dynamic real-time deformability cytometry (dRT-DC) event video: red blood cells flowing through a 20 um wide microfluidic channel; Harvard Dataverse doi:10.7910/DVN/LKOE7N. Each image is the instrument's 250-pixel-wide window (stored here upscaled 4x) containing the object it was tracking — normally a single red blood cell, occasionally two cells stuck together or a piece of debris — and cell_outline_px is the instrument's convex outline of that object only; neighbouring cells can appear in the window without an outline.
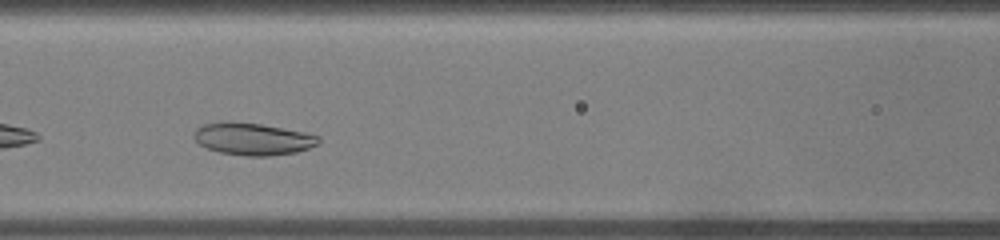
{"species": "common noctule bat (a hibernating species)", "species_latin": "Nyctalus noctula", "temperature_condition": "warm", "stored_images_in_passage": 21, "camera_frame_rate_fps": 3000, "um_per_image_px": 0.085, "animal": {"sex": "male", "body_mass_g": 19.0, "forearm_length_mm": 50.8}, "frame": {"image": 1, "passage_image": 5, "time_ms": 1.333, "image_size_px": [1000, 240], "cell_outline_px": [[320, 140], [316, 144], [308, 148], [296, 152], [268, 156], [248, 156], [220, 152], [208, 148], [200, 144], [192, 136], [196, 128], [204, 124], [260, 124], [304, 132], [320, 136]], "centroid_in_image_um": [21.53, 11.84], "position_along_channel_um": 145.1, "area_um2": 22.48}}
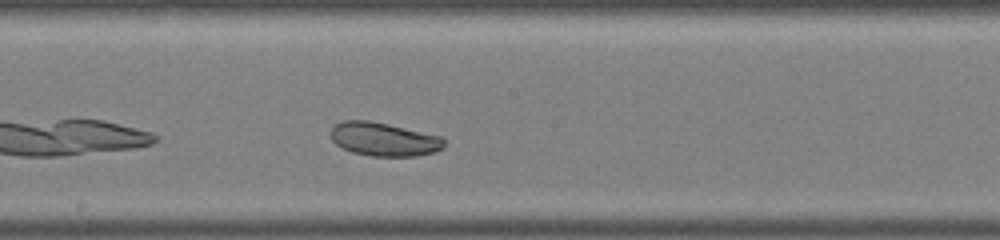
{"frame": {"image": 2, "passage_image": 9, "time_ms": 2.667, "image_size_px": [1000, 240], "cell_outline_px": [[444, 148], [436, 152], [416, 156], [372, 156], [352, 152], [336, 144], [332, 140], [328, 132], [340, 120], [368, 120], [388, 124], [444, 136]], "centroid_in_image_um": [32.64, 11.83], "position_along_channel_um": 215.6, "area_um2": 22.48}}
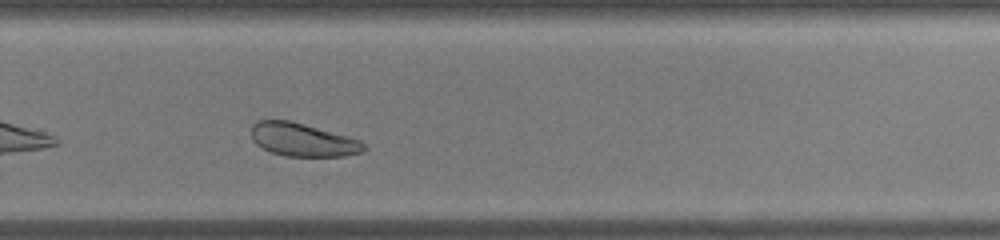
{"frame": {"image": 3, "passage_image": 14, "time_ms": 4.333, "image_size_px": [1000, 240], "cell_outline_px": [[368, 148], [364, 152], [344, 156], [284, 156], [272, 152], [256, 144], [252, 140], [252, 124], [256, 120], [288, 120], [304, 124], [348, 136], [360, 140]], "centroid_in_image_um": [25.75, 11.88], "position_along_channel_um": 304.1, "area_um2": 21.79}}